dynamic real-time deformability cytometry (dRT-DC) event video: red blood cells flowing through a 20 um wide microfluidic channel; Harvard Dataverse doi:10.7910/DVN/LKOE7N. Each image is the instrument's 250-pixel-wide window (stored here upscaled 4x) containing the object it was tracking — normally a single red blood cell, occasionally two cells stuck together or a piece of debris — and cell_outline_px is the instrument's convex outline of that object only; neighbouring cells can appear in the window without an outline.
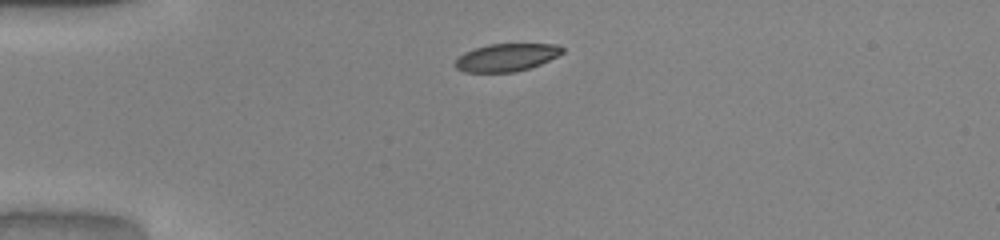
{"species": "common noctule bat (a hibernating species)", "species_latin": "Nyctalus noctula", "temperature_condition": "warm", "stored_images_in_passage": 2, "camera_frame_rate_fps": 3000, "um_per_image_px": 0.085, "animal": {"sex": "male", "body_mass_g": 20.0, "forearm_length_mm": 53.3}, "frame": {"image": 1, "passage_image": 1, "time_ms": 0.0, "image_size_px": [1000, 240], "cell_outline_px": [[564, 52], [540, 64], [516, 72], [464, 72], [456, 68], [452, 64], [464, 52], [488, 44], [560, 44], [564, 48]], "centroid_in_image_um": [43.04, 4.88], "position_along_channel_um": 42.0, "area_um2": 17.28}}